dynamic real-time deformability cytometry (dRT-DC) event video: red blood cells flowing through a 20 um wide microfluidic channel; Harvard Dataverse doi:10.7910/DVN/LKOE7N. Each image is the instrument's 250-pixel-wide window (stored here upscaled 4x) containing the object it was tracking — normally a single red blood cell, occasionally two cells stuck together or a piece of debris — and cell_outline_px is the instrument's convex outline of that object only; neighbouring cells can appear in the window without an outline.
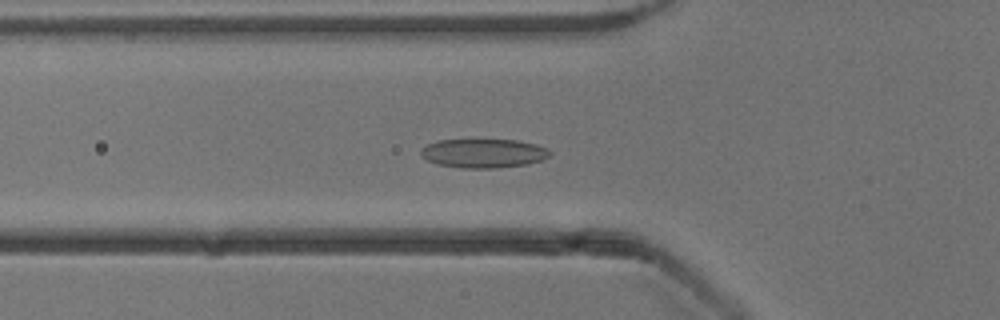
{"species": "common noctule bat (a hibernating species)", "species_latin": "Nyctalus noctula", "temperature_condition": "cold", "stored_images_in_passage": 53, "camera_frame_rate_fps": 3000, "um_per_image_px": 0.085, "animal": {"sex": "male", "body_mass_g": 13.3}, "frame": {"image": 1, "passage_image": 19, "time_ms": 6.0, "image_size_px": [1000, 320], "cell_outline_px": [[552, 152], [544, 160], [528, 164], [496, 168], [460, 168], [436, 164], [420, 156], [420, 148], [428, 144], [440, 140], [516, 140], [536, 144], [548, 148]], "centroid_in_image_um": [41.1, 13.03], "position_along_channel_um": 84.7, "area_um2": 21.96}}
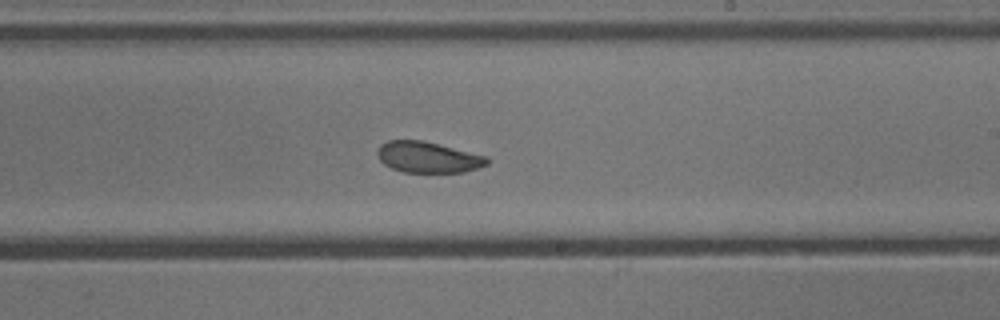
{"frame": {"image": 2, "passage_image": 32, "time_ms": 10.333, "image_size_px": [1000, 320], "cell_outline_px": [[488, 164], [464, 172], [404, 172], [392, 168], [384, 164], [380, 160], [376, 152], [380, 144], [388, 140], [420, 140], [488, 156]], "centroid_in_image_um": [36.35, 13.36], "position_along_channel_um": 252.6, "area_um2": 19.65}}
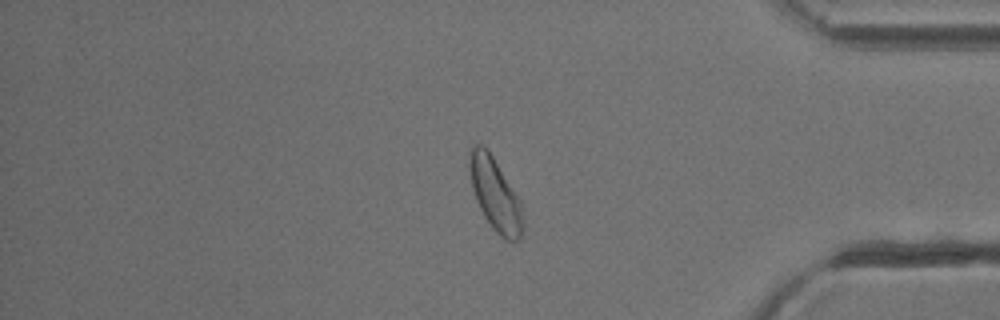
{"frame": {"image": 3, "passage_image": 45, "time_ms": 14.667, "image_size_px": [1000, 320], "cell_outline_px": [[524, 228], [520, 236], [516, 240], [504, 240], [492, 228], [484, 216], [476, 200], [472, 188], [468, 168], [468, 152], [472, 144], [480, 144], [492, 156], [520, 200], [524, 224]], "centroid_in_image_um": [42.06, 16.52], "position_along_channel_um": 393.1, "area_um2": 22.54}, "authors_computed_cell_mechanics": {"area_um2": 22.253, "velocity_mm_per_s": 3.8584, "shape_relaxation_time_tau1_ms": 4.7512, "shape_relaxation_time_tau2_ms": 3.4126, "deformation_change_tau1": 0.1164, "deformation_change_tau2": 0.0757}}